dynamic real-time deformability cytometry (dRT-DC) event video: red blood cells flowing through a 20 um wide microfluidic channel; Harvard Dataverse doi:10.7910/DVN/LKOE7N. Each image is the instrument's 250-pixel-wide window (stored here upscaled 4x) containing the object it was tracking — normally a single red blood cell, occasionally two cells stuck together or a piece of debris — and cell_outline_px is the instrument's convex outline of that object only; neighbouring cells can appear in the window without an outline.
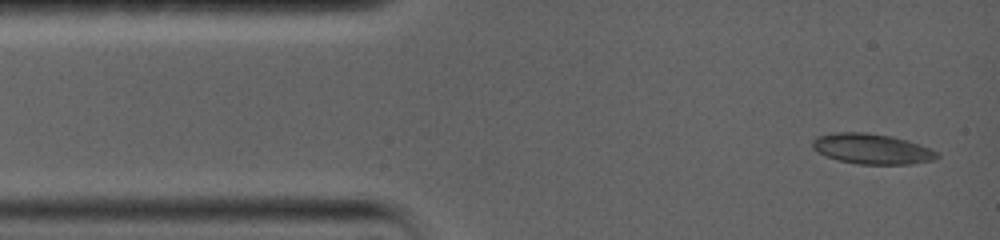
{"species": "common noctule bat (a hibernating species)", "species_latin": "Nyctalus noctula", "temperature_condition": "warm", "stored_images_in_passage": 12, "camera_frame_rate_fps": 5000, "um_per_image_px": 0.085, "animal": {"sex": "female", "body_mass_g": 19.0, "forearm_length_mm": 56.7}, "frame": {"image": 1, "passage_image": 1, "time_ms": 0.0, "image_size_px": [1000, 240], "cell_outline_px": [[940, 156], [936, 160], [912, 164], [860, 164], [836, 160], [816, 152], [812, 148], [812, 140], [816, 136], [832, 132], [864, 132], [892, 136], [908, 140], [920, 144], [940, 152]], "centroid_in_image_um": [74.12, 12.65], "position_along_channel_um": 10.9, "area_um2": 22.48}}
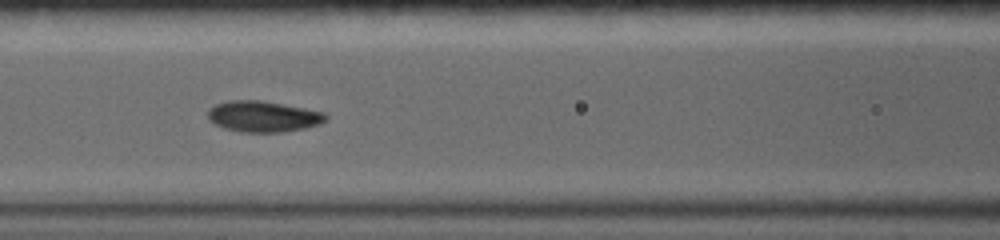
{"frame": {"image": 2, "passage_image": 9, "time_ms": 5.4, "image_size_px": [1000, 240], "cell_outline_px": [[328, 116], [320, 124], [304, 128], [284, 132], [240, 132], [224, 128], [208, 120], [208, 108], [216, 104], [228, 100], [260, 100], [304, 108], [324, 112]], "centroid_in_image_um": [22.34, 9.9], "position_along_channel_um": 144.3, "area_um2": 21.27}}
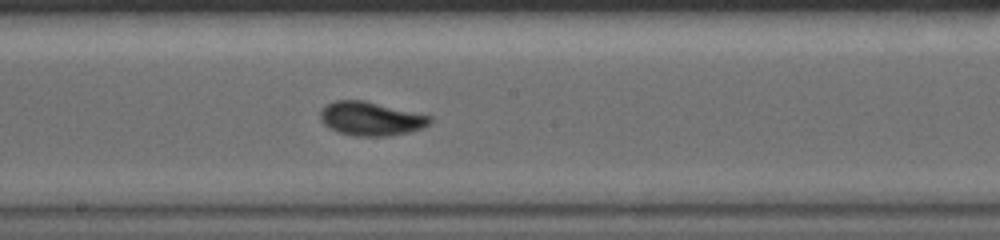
{"frame": {"image": 3, "passage_image": 12, "time_ms": 7.4, "image_size_px": [1000, 240], "cell_outline_px": [[432, 120], [428, 124], [420, 128], [408, 132], [388, 136], [356, 136], [336, 132], [328, 128], [320, 120], [320, 108], [336, 100], [364, 100], [432, 116]], "centroid_in_image_um": [31.47, 10.09], "position_along_channel_um": 216.7, "area_um2": 21.62}}